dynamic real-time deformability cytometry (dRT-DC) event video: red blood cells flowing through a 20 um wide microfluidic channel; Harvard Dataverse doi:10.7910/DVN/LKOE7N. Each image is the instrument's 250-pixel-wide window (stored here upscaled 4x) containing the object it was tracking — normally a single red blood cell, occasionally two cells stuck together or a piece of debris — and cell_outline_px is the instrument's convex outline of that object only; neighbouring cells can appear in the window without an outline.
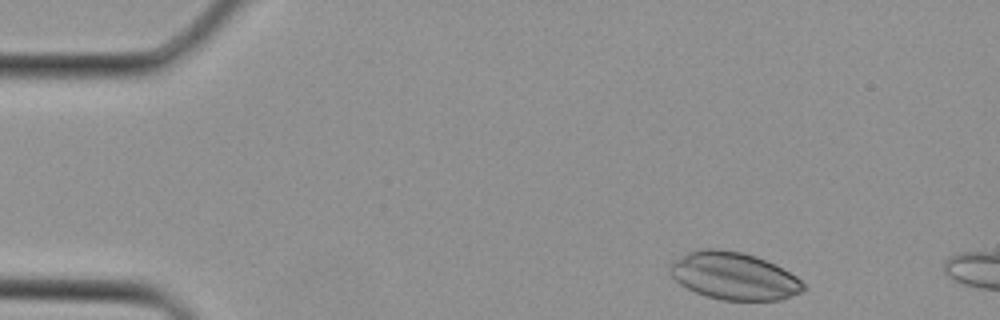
{"species": "Egyptian fruit bat (a non-hibernating species)", "species_latin": "Rousettus aegyptiacus", "temperature_condition": "cold", "stored_images_in_passage": 2, "camera_frame_rate_fps": 3000, "um_per_image_px": 0.085, "animal": {"sex": "female"}, "frame": {"image": 1, "passage_image": 1, "time_ms": 0.0, "image_size_px": [1000, 320], "cell_outline_px": [[808, 288], [800, 292], [780, 300], [720, 300], [696, 292], [680, 284], [668, 272], [668, 264], [688, 252], [704, 248], [716, 248], [744, 252], [756, 256], [796, 276]], "centroid_in_image_um": [62.35, 23.45], "position_along_channel_um": 22.7, "area_um2": 36.7}}